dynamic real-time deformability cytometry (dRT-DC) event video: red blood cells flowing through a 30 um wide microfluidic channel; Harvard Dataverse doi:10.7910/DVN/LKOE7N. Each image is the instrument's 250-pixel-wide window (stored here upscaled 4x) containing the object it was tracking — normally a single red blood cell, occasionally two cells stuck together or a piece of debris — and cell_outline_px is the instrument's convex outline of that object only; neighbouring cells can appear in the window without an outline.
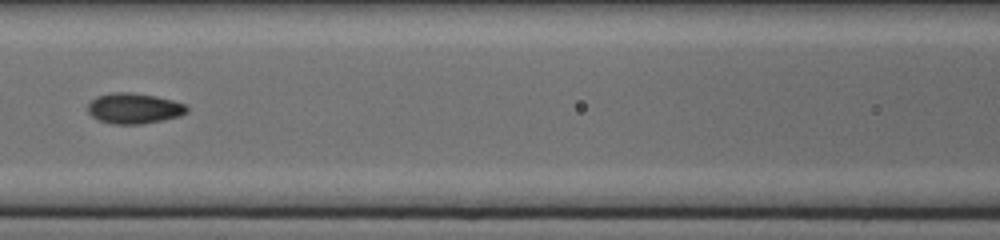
{"species": "common noctule bat (a hibernating species)", "species_latin": "Nyctalus noctula", "temperature_condition": "cold", "stored_images_in_passage": 46, "segment_of_instrument_passage": [2, 2], "camera_frame_rate_fps": 3000, "um_per_image_px": 0.085, "animal": {"sex": "female", "body_mass_g": 17.0, "forearm_length_mm": 48.0}, "frame": {"image": 1, "passage_image": 21, "time_ms": 6.667, "image_size_px": [1000, 240], "cell_outline_px": [[188, 112], [180, 116], [164, 120], [140, 124], [112, 124], [100, 120], [92, 116], [88, 112], [88, 104], [96, 96], [112, 92], [128, 92], [156, 96], [188, 104]], "centroid_in_image_um": [11.42, 9.21], "position_along_channel_um": 155.2, "area_um2": 17.74}}
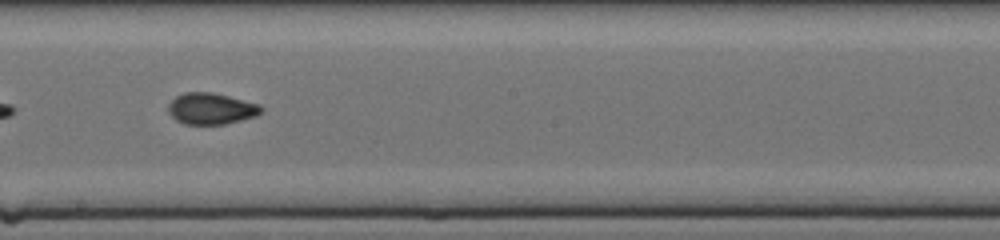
{"frame": {"image": 2, "passage_image": 26, "time_ms": 8.333, "image_size_px": [1000, 240], "cell_outline_px": [[264, 108], [256, 116], [224, 124], [184, 124], [176, 120], [168, 112], [168, 104], [176, 96], [184, 92], [212, 92], [260, 104]], "centroid_in_image_um": [17.93, 9.23], "position_along_channel_um": 230.3, "area_um2": 16.94}}
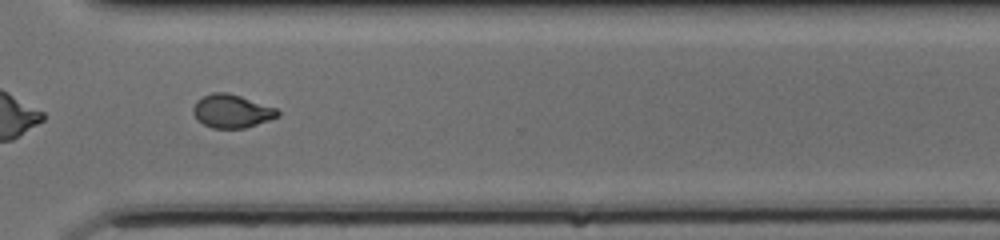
{"frame": {"image": 3, "passage_image": 34, "time_ms": 11.0, "image_size_px": [1000, 240], "cell_outline_px": [[280, 116], [244, 128], [212, 128], [196, 120], [192, 112], [192, 108], [196, 100], [212, 92], [228, 92], [276, 108], [280, 112]], "centroid_in_image_um": [19.66, 9.44], "position_along_channel_um": 350.9, "area_um2": 16.42}}